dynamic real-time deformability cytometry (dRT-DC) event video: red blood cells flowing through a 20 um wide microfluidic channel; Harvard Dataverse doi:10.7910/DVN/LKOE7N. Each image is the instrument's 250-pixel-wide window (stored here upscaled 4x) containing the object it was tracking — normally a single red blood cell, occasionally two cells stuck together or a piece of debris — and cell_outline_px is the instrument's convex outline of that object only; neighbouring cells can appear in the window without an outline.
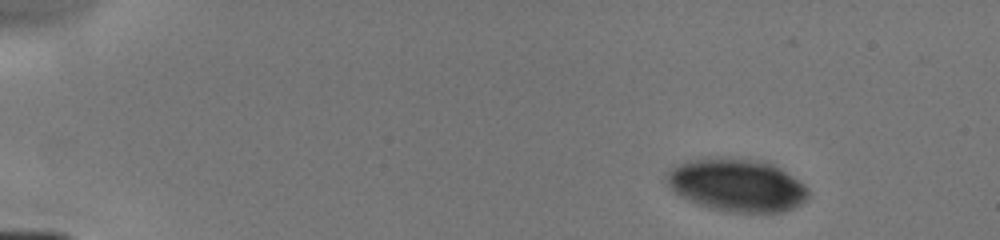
{"species": "human", "species_latin": "Homo sapiens", "temperature_condition": "cold", "stored_images_in_passage": 6, "camera_frame_rate_fps": 3000, "um_per_image_px": 0.085, "donor": {"sex": "male"}, "frame": {"image": 1, "passage_image": 1, "time_ms": 0.0, "image_size_px": [1000, 240], "cell_outline_px": [[808, 200], [792, 208], [780, 212], [728, 212], [696, 204], [680, 196], [664, 180], [664, 172], [688, 160], [716, 156], [764, 160], [780, 168], [804, 184], [808, 188]], "centroid_in_image_um": [62.61, 15.71], "position_along_channel_um": 22.4, "area_um2": 43.99}}
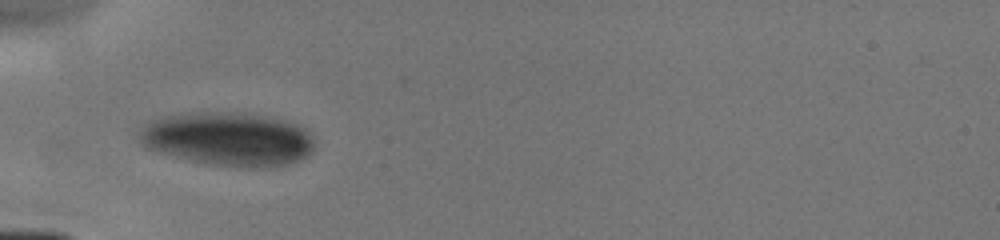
{"frame": {"image": 2, "passage_image": 5, "time_ms": 3.667, "image_size_px": [1000, 240], "cell_outline_px": [[312, 152], [308, 156], [300, 160], [268, 168], [244, 168], [208, 164], [144, 148], [140, 144], [140, 132], [148, 120], [164, 116], [196, 112], [232, 112], [292, 120], [300, 124], [312, 136]], "centroid_in_image_um": [19.41, 11.82], "position_along_channel_um": 65.6, "area_um2": 55.14}}